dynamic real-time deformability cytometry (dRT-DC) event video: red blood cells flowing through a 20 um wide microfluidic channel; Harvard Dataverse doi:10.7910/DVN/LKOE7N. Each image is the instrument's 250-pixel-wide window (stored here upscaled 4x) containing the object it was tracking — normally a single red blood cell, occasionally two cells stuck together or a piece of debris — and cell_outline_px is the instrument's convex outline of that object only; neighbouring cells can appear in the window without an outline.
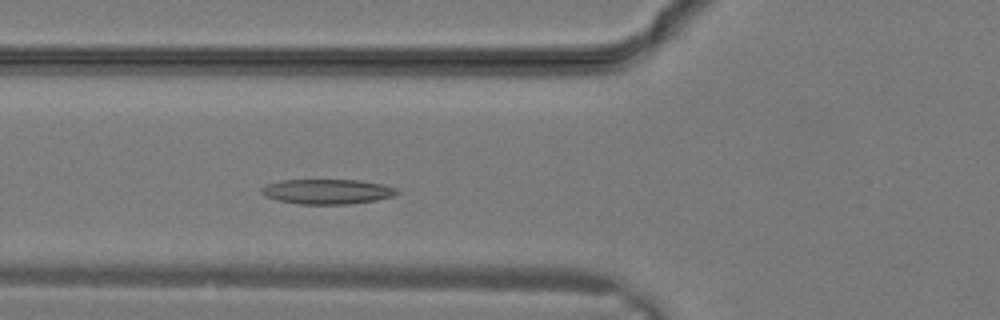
{"species": "common noctule bat (a hibernating species)", "species_latin": "Nyctalus noctula", "temperature_condition": "warm", "stored_images_in_passage": 5, "camera_frame_rate_fps": 3000, "um_per_image_px": 0.085, "animal": {"sex": "male", "body_mass_g": 19.2, "forearm_length_mm": 51.8}, "frame": {"image": 1, "passage_image": 5, "time_ms": 1.333, "image_size_px": [1000, 320], "cell_outline_px": [[400, 192], [392, 196], [376, 200], [348, 204], [300, 204], [276, 200], [264, 196], [260, 192], [260, 188], [268, 184], [284, 180], [360, 180], [380, 184], [396, 188]], "centroid_in_image_um": [27.79, 16.29], "position_along_channel_um": 98.0, "area_um2": 19.59}}